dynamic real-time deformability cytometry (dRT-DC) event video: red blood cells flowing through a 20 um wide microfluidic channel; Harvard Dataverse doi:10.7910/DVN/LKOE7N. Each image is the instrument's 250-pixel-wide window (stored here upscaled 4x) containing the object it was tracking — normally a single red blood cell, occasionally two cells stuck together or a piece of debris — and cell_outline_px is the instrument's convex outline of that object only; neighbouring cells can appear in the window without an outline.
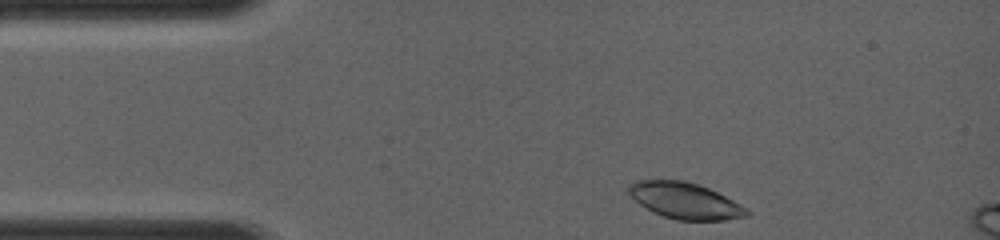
{"species": "common noctule bat (a hibernating species)", "species_latin": "Nyctalus noctula", "temperature_condition": "room temperature", "stored_images_in_passage": 40, "camera_frame_rate_fps": 4000, "um_per_image_px": 0.085, "animal": {"sex": "female", "body_mass_g": 19.0, "forearm_length_mm": 56.7}, "frame": {"image": 1, "passage_image": 1, "time_ms": 0.0, "image_size_px": [1000, 240], "cell_outline_px": [[752, 212], [748, 216], [724, 220], [676, 220], [652, 212], [640, 204], [624, 192], [628, 184], [636, 180], [684, 180], [708, 188], [740, 204]], "centroid_in_image_um": [58.17, 17.05], "position_along_channel_um": 26.8, "area_um2": 25.03}}
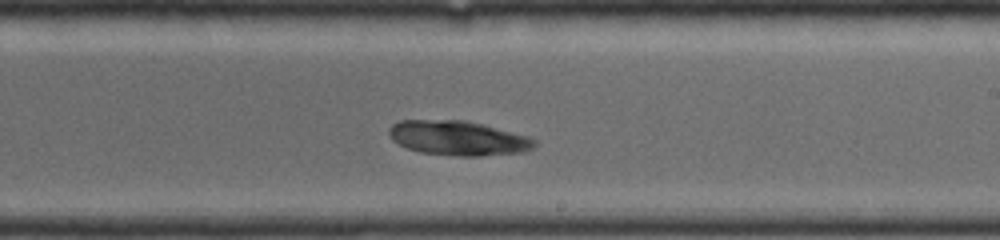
{"frame": {"image": 2, "passage_image": 24, "time_ms": 5.75, "image_size_px": [1000, 240], "cell_outline_px": [[536, 144], [532, 148], [524, 152], [480, 156], [456, 156], [420, 152], [408, 148], [392, 140], [388, 132], [388, 128], [392, 124], [400, 120], [464, 120], [528, 136], [536, 140]], "centroid_in_image_um": [38.91, 11.74], "position_along_channel_um": 250.1, "area_um2": 29.19}}
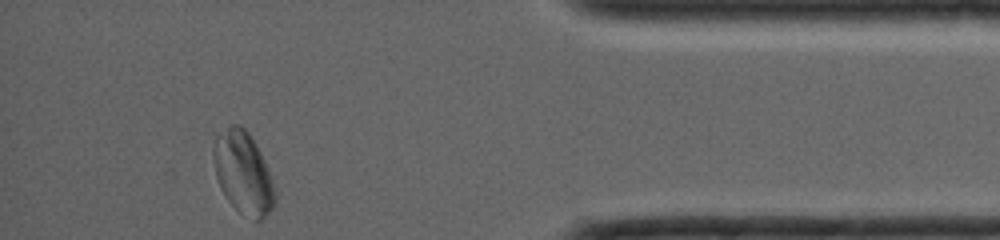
{"frame": {"image": 3, "passage_image": 40, "time_ms": 9.75, "image_size_px": [1000, 240], "cell_outline_px": [[276, 204], [260, 220], [256, 220], [240, 212], [228, 200], [220, 188], [216, 176], [212, 156], [212, 148], [216, 136], [232, 124], [240, 124], [248, 132], [256, 144], [272, 176], [276, 188]], "centroid_in_image_um": [20.68, 14.68], "position_along_channel_um": 414.5, "area_um2": 29.54}}